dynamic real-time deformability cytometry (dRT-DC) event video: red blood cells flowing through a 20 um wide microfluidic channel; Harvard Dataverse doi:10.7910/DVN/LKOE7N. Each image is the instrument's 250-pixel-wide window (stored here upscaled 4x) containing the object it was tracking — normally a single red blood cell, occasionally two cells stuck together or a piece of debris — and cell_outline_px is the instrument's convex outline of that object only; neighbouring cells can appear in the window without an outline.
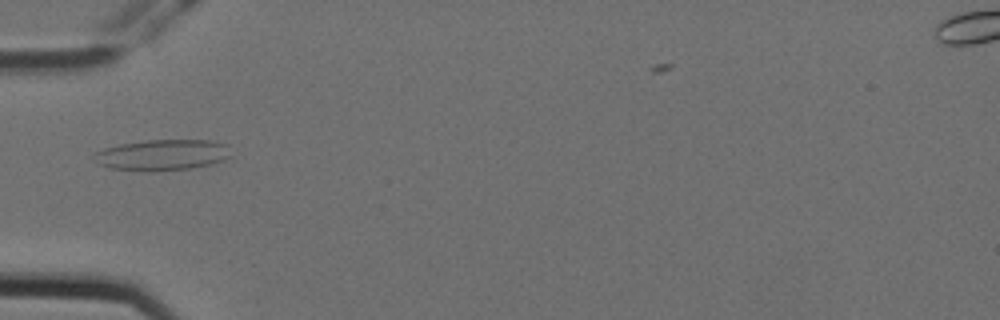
{"species": "Egyptian fruit bat (a non-hibernating species)", "species_latin": "Rousettus aegyptiacus", "temperature_condition": "cold", "stored_images_in_passage": 1, "camera_frame_rate_fps": 3000, "um_per_image_px": 0.085, "animal": {"sex": "female"}, "frame": {"image": 1, "passage_image": 1, "time_ms": 0.0, "image_size_px": [1000, 320], "cell_outline_px": [[232, 156], [224, 160], [212, 164], [192, 168], [152, 172], [148, 172], [108, 168], [100, 164], [92, 156], [92, 152], [104, 148], [120, 144], [148, 140], [208, 140], [228, 144]], "centroid_in_image_um": [13.8, 13.18], "position_along_channel_um": 71.2, "area_um2": 25.09}}